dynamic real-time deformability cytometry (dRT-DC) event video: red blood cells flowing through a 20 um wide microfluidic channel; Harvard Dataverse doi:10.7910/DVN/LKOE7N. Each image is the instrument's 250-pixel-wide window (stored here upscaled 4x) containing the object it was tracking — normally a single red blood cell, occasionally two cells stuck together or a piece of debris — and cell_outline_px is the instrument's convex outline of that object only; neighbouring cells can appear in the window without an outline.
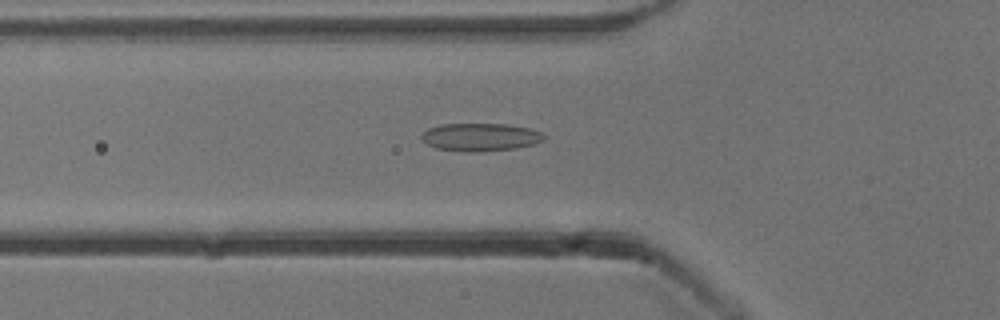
{"species": "common noctule bat (a hibernating species)", "species_latin": "Nyctalus noctula", "temperature_condition": "cold", "stored_images_in_passage": 52, "camera_frame_rate_fps": 3000, "um_per_image_px": 0.085, "animal": {"sex": "male", "body_mass_g": 13.3}, "frame": {"image": 1, "passage_image": 18, "time_ms": 5.667, "image_size_px": [1000, 320], "cell_outline_px": [[544, 140], [532, 144], [516, 148], [476, 152], [468, 152], [436, 148], [428, 144], [420, 136], [428, 128], [440, 124], [508, 124], [528, 128], [540, 132], [544, 136]], "centroid_in_image_um": [40.81, 11.65], "position_along_channel_um": 85.0, "area_um2": 19.71}}
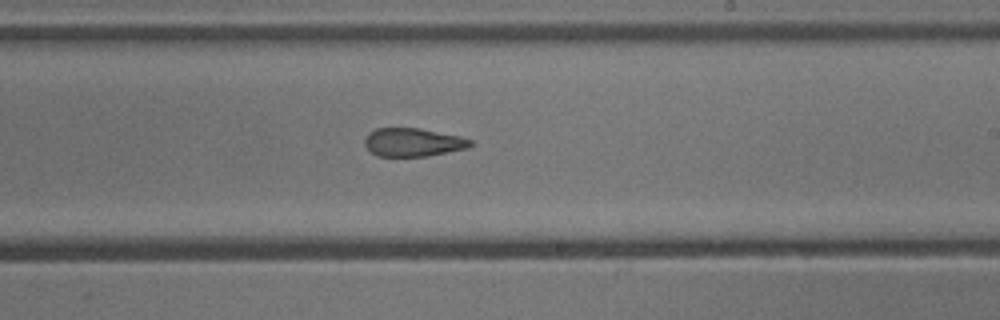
{"frame": {"image": 2, "passage_image": 31, "time_ms": 10.0, "image_size_px": [1000, 320], "cell_outline_px": [[476, 144], [468, 148], [428, 156], [376, 156], [364, 144], [364, 140], [368, 132], [376, 128], [420, 128], [460, 136], [472, 140]], "centroid_in_image_um": [35.13, 12.09], "position_along_channel_um": 253.9, "area_um2": 17.63}}
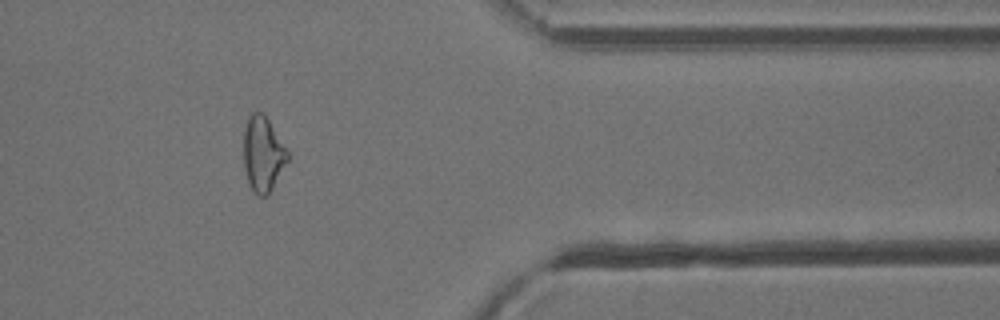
{"frame": {"image": 3, "passage_image": 43, "time_ms": 14.0, "image_size_px": [1000, 320], "cell_outline_px": [[288, 160], [268, 196], [260, 196], [252, 188], [248, 180], [244, 168], [244, 128], [248, 116], [252, 112], [264, 112], [288, 152]], "centroid_in_image_um": [22.34, 13.06], "position_along_channel_um": 389.1, "area_um2": 19.07}, "authors_computed_cell_mechanics": {"area_um2": 19.6809, "velocity_mm_per_s": 3.8843, "shape_relaxation_time_tau1_ms": null, "shape_relaxation_time_tau2_ms": 2.5196, "deformation_change_tau1": null, "deformation_change_tau2": 0.104}}